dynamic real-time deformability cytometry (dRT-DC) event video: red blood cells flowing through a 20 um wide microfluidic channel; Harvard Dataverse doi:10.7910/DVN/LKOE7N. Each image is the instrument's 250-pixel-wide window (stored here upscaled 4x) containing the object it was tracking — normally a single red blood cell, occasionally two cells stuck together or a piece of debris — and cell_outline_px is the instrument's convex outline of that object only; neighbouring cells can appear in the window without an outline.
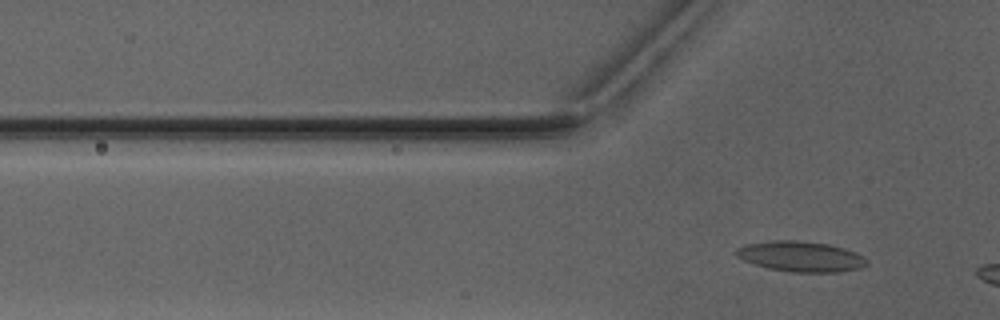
{"species": "Egyptian fruit bat (a non-hibernating species)", "species_latin": "Rousettus aegyptiacus", "temperature_condition": "warm", "stored_images_in_passage": 6, "camera_frame_rate_fps": 3000, "um_per_image_px": 0.085, "animal": {"sex": "male"}, "frame": {"image": 1, "passage_image": 6, "time_ms": 7.0, "image_size_px": [1000, 320], "cell_outline_px": [[868, 264], [860, 268], [836, 272], [792, 272], [768, 268], [752, 264], [736, 256], [732, 252], [736, 248], [748, 244], [772, 240], [796, 240], [828, 244], [844, 248], [856, 252], [864, 256], [868, 260]], "centroid_in_image_um": [68.05, 21.8], "position_along_channel_um": 57.7, "area_um2": 23.29}}